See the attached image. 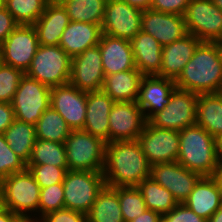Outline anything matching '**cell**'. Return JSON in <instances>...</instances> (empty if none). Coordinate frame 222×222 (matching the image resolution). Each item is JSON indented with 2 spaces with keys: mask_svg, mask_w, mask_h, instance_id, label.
Listing matches in <instances>:
<instances>
[{
  "mask_svg": "<svg viewBox=\"0 0 222 222\" xmlns=\"http://www.w3.org/2000/svg\"><path fill=\"white\" fill-rule=\"evenodd\" d=\"M70 21L101 25L107 0H59Z\"/></svg>",
  "mask_w": 222,
  "mask_h": 222,
  "instance_id": "31",
  "label": "cell"
},
{
  "mask_svg": "<svg viewBox=\"0 0 222 222\" xmlns=\"http://www.w3.org/2000/svg\"><path fill=\"white\" fill-rule=\"evenodd\" d=\"M142 77L138 69L106 75L101 90L114 102H137Z\"/></svg>",
  "mask_w": 222,
  "mask_h": 222,
  "instance_id": "27",
  "label": "cell"
},
{
  "mask_svg": "<svg viewBox=\"0 0 222 222\" xmlns=\"http://www.w3.org/2000/svg\"><path fill=\"white\" fill-rule=\"evenodd\" d=\"M51 88L24 75L12 101L15 119L35 125L50 106Z\"/></svg>",
  "mask_w": 222,
  "mask_h": 222,
  "instance_id": "8",
  "label": "cell"
},
{
  "mask_svg": "<svg viewBox=\"0 0 222 222\" xmlns=\"http://www.w3.org/2000/svg\"><path fill=\"white\" fill-rule=\"evenodd\" d=\"M217 43L222 44V36H221L220 40Z\"/></svg>",
  "mask_w": 222,
  "mask_h": 222,
  "instance_id": "57",
  "label": "cell"
},
{
  "mask_svg": "<svg viewBox=\"0 0 222 222\" xmlns=\"http://www.w3.org/2000/svg\"><path fill=\"white\" fill-rule=\"evenodd\" d=\"M212 2L222 11V0H212Z\"/></svg>",
  "mask_w": 222,
  "mask_h": 222,
  "instance_id": "54",
  "label": "cell"
},
{
  "mask_svg": "<svg viewBox=\"0 0 222 222\" xmlns=\"http://www.w3.org/2000/svg\"><path fill=\"white\" fill-rule=\"evenodd\" d=\"M207 222H222V206L207 220Z\"/></svg>",
  "mask_w": 222,
  "mask_h": 222,
  "instance_id": "52",
  "label": "cell"
},
{
  "mask_svg": "<svg viewBox=\"0 0 222 222\" xmlns=\"http://www.w3.org/2000/svg\"><path fill=\"white\" fill-rule=\"evenodd\" d=\"M196 124L216 138L222 134V94H199Z\"/></svg>",
  "mask_w": 222,
  "mask_h": 222,
  "instance_id": "28",
  "label": "cell"
},
{
  "mask_svg": "<svg viewBox=\"0 0 222 222\" xmlns=\"http://www.w3.org/2000/svg\"><path fill=\"white\" fill-rule=\"evenodd\" d=\"M6 199H5V192L3 189L2 184L0 183V214L7 211Z\"/></svg>",
  "mask_w": 222,
  "mask_h": 222,
  "instance_id": "50",
  "label": "cell"
},
{
  "mask_svg": "<svg viewBox=\"0 0 222 222\" xmlns=\"http://www.w3.org/2000/svg\"><path fill=\"white\" fill-rule=\"evenodd\" d=\"M184 20L187 32L202 42H218L222 36V11L212 0H191Z\"/></svg>",
  "mask_w": 222,
  "mask_h": 222,
  "instance_id": "10",
  "label": "cell"
},
{
  "mask_svg": "<svg viewBox=\"0 0 222 222\" xmlns=\"http://www.w3.org/2000/svg\"><path fill=\"white\" fill-rule=\"evenodd\" d=\"M19 24L11 13L3 6L0 8V45Z\"/></svg>",
  "mask_w": 222,
  "mask_h": 222,
  "instance_id": "44",
  "label": "cell"
},
{
  "mask_svg": "<svg viewBox=\"0 0 222 222\" xmlns=\"http://www.w3.org/2000/svg\"><path fill=\"white\" fill-rule=\"evenodd\" d=\"M114 101L102 90L86 92L83 130L109 143V114Z\"/></svg>",
  "mask_w": 222,
  "mask_h": 222,
  "instance_id": "22",
  "label": "cell"
},
{
  "mask_svg": "<svg viewBox=\"0 0 222 222\" xmlns=\"http://www.w3.org/2000/svg\"><path fill=\"white\" fill-rule=\"evenodd\" d=\"M130 222H162V215L156 211L146 209L144 213Z\"/></svg>",
  "mask_w": 222,
  "mask_h": 222,
  "instance_id": "46",
  "label": "cell"
},
{
  "mask_svg": "<svg viewBox=\"0 0 222 222\" xmlns=\"http://www.w3.org/2000/svg\"><path fill=\"white\" fill-rule=\"evenodd\" d=\"M176 88L197 94L222 90V54L217 42H201L182 73Z\"/></svg>",
  "mask_w": 222,
  "mask_h": 222,
  "instance_id": "2",
  "label": "cell"
},
{
  "mask_svg": "<svg viewBox=\"0 0 222 222\" xmlns=\"http://www.w3.org/2000/svg\"><path fill=\"white\" fill-rule=\"evenodd\" d=\"M63 183L53 184L40 189L39 213L45 216L50 212L64 209Z\"/></svg>",
  "mask_w": 222,
  "mask_h": 222,
  "instance_id": "40",
  "label": "cell"
},
{
  "mask_svg": "<svg viewBox=\"0 0 222 222\" xmlns=\"http://www.w3.org/2000/svg\"><path fill=\"white\" fill-rule=\"evenodd\" d=\"M126 3H128L130 6L136 7L140 10H147L151 9V5L153 3V0H122Z\"/></svg>",
  "mask_w": 222,
  "mask_h": 222,
  "instance_id": "47",
  "label": "cell"
},
{
  "mask_svg": "<svg viewBox=\"0 0 222 222\" xmlns=\"http://www.w3.org/2000/svg\"><path fill=\"white\" fill-rule=\"evenodd\" d=\"M175 88L174 80L157 75L142 77L137 105L142 109L146 121L169 104Z\"/></svg>",
  "mask_w": 222,
  "mask_h": 222,
  "instance_id": "19",
  "label": "cell"
},
{
  "mask_svg": "<svg viewBox=\"0 0 222 222\" xmlns=\"http://www.w3.org/2000/svg\"><path fill=\"white\" fill-rule=\"evenodd\" d=\"M38 218L37 217L33 218V217H31V215L30 216L26 215V216H24V222H47V220L45 219L44 216L39 215Z\"/></svg>",
  "mask_w": 222,
  "mask_h": 222,
  "instance_id": "53",
  "label": "cell"
},
{
  "mask_svg": "<svg viewBox=\"0 0 222 222\" xmlns=\"http://www.w3.org/2000/svg\"><path fill=\"white\" fill-rule=\"evenodd\" d=\"M184 204L208 220L222 206V192L212 176H202Z\"/></svg>",
  "mask_w": 222,
  "mask_h": 222,
  "instance_id": "26",
  "label": "cell"
},
{
  "mask_svg": "<svg viewBox=\"0 0 222 222\" xmlns=\"http://www.w3.org/2000/svg\"><path fill=\"white\" fill-rule=\"evenodd\" d=\"M142 10L122 0H107L102 34L131 41L141 31Z\"/></svg>",
  "mask_w": 222,
  "mask_h": 222,
  "instance_id": "13",
  "label": "cell"
},
{
  "mask_svg": "<svg viewBox=\"0 0 222 222\" xmlns=\"http://www.w3.org/2000/svg\"><path fill=\"white\" fill-rule=\"evenodd\" d=\"M216 141V152L219 161H222V134L215 138Z\"/></svg>",
  "mask_w": 222,
  "mask_h": 222,
  "instance_id": "51",
  "label": "cell"
},
{
  "mask_svg": "<svg viewBox=\"0 0 222 222\" xmlns=\"http://www.w3.org/2000/svg\"><path fill=\"white\" fill-rule=\"evenodd\" d=\"M71 59L59 45H40L25 75L50 88L68 84Z\"/></svg>",
  "mask_w": 222,
  "mask_h": 222,
  "instance_id": "5",
  "label": "cell"
},
{
  "mask_svg": "<svg viewBox=\"0 0 222 222\" xmlns=\"http://www.w3.org/2000/svg\"><path fill=\"white\" fill-rule=\"evenodd\" d=\"M118 199L124 222H130L147 209L137 186L117 187Z\"/></svg>",
  "mask_w": 222,
  "mask_h": 222,
  "instance_id": "36",
  "label": "cell"
},
{
  "mask_svg": "<svg viewBox=\"0 0 222 222\" xmlns=\"http://www.w3.org/2000/svg\"><path fill=\"white\" fill-rule=\"evenodd\" d=\"M137 187L143 195L147 209L161 215L170 212L178 204L172 193L151 177L144 179Z\"/></svg>",
  "mask_w": 222,
  "mask_h": 222,
  "instance_id": "33",
  "label": "cell"
},
{
  "mask_svg": "<svg viewBox=\"0 0 222 222\" xmlns=\"http://www.w3.org/2000/svg\"><path fill=\"white\" fill-rule=\"evenodd\" d=\"M27 169L40 188L62 183L68 171V167H56L49 164H27Z\"/></svg>",
  "mask_w": 222,
  "mask_h": 222,
  "instance_id": "38",
  "label": "cell"
},
{
  "mask_svg": "<svg viewBox=\"0 0 222 222\" xmlns=\"http://www.w3.org/2000/svg\"><path fill=\"white\" fill-rule=\"evenodd\" d=\"M68 170L102 172L106 143L84 130H71L65 142Z\"/></svg>",
  "mask_w": 222,
  "mask_h": 222,
  "instance_id": "4",
  "label": "cell"
},
{
  "mask_svg": "<svg viewBox=\"0 0 222 222\" xmlns=\"http://www.w3.org/2000/svg\"><path fill=\"white\" fill-rule=\"evenodd\" d=\"M145 123L137 102H114L109 114V142L137 140Z\"/></svg>",
  "mask_w": 222,
  "mask_h": 222,
  "instance_id": "14",
  "label": "cell"
},
{
  "mask_svg": "<svg viewBox=\"0 0 222 222\" xmlns=\"http://www.w3.org/2000/svg\"><path fill=\"white\" fill-rule=\"evenodd\" d=\"M27 164H49L56 167H68L64 143L36 139Z\"/></svg>",
  "mask_w": 222,
  "mask_h": 222,
  "instance_id": "34",
  "label": "cell"
},
{
  "mask_svg": "<svg viewBox=\"0 0 222 222\" xmlns=\"http://www.w3.org/2000/svg\"><path fill=\"white\" fill-rule=\"evenodd\" d=\"M220 50H221V54H222V44H219Z\"/></svg>",
  "mask_w": 222,
  "mask_h": 222,
  "instance_id": "58",
  "label": "cell"
},
{
  "mask_svg": "<svg viewBox=\"0 0 222 222\" xmlns=\"http://www.w3.org/2000/svg\"><path fill=\"white\" fill-rule=\"evenodd\" d=\"M3 135L10 148L27 164L37 139L35 125L15 119Z\"/></svg>",
  "mask_w": 222,
  "mask_h": 222,
  "instance_id": "30",
  "label": "cell"
},
{
  "mask_svg": "<svg viewBox=\"0 0 222 222\" xmlns=\"http://www.w3.org/2000/svg\"><path fill=\"white\" fill-rule=\"evenodd\" d=\"M3 7V0H0V8Z\"/></svg>",
  "mask_w": 222,
  "mask_h": 222,
  "instance_id": "56",
  "label": "cell"
},
{
  "mask_svg": "<svg viewBox=\"0 0 222 222\" xmlns=\"http://www.w3.org/2000/svg\"><path fill=\"white\" fill-rule=\"evenodd\" d=\"M179 138L177 162L201 176H213L219 163L215 138L197 124L179 131Z\"/></svg>",
  "mask_w": 222,
  "mask_h": 222,
  "instance_id": "3",
  "label": "cell"
},
{
  "mask_svg": "<svg viewBox=\"0 0 222 222\" xmlns=\"http://www.w3.org/2000/svg\"><path fill=\"white\" fill-rule=\"evenodd\" d=\"M137 141L151 166L178 159L180 138L177 130L157 128L146 121Z\"/></svg>",
  "mask_w": 222,
  "mask_h": 222,
  "instance_id": "11",
  "label": "cell"
},
{
  "mask_svg": "<svg viewBox=\"0 0 222 222\" xmlns=\"http://www.w3.org/2000/svg\"><path fill=\"white\" fill-rule=\"evenodd\" d=\"M0 183L5 192L7 209L19 216H30V212H39L41 188L28 169L13 173L3 178Z\"/></svg>",
  "mask_w": 222,
  "mask_h": 222,
  "instance_id": "7",
  "label": "cell"
},
{
  "mask_svg": "<svg viewBox=\"0 0 222 222\" xmlns=\"http://www.w3.org/2000/svg\"><path fill=\"white\" fill-rule=\"evenodd\" d=\"M162 222H207L184 203L177 204L170 212L162 215Z\"/></svg>",
  "mask_w": 222,
  "mask_h": 222,
  "instance_id": "41",
  "label": "cell"
},
{
  "mask_svg": "<svg viewBox=\"0 0 222 222\" xmlns=\"http://www.w3.org/2000/svg\"><path fill=\"white\" fill-rule=\"evenodd\" d=\"M98 46L105 76L137 69L129 40L101 34Z\"/></svg>",
  "mask_w": 222,
  "mask_h": 222,
  "instance_id": "21",
  "label": "cell"
},
{
  "mask_svg": "<svg viewBox=\"0 0 222 222\" xmlns=\"http://www.w3.org/2000/svg\"><path fill=\"white\" fill-rule=\"evenodd\" d=\"M191 0H153L151 9L168 14L184 16Z\"/></svg>",
  "mask_w": 222,
  "mask_h": 222,
  "instance_id": "42",
  "label": "cell"
},
{
  "mask_svg": "<svg viewBox=\"0 0 222 222\" xmlns=\"http://www.w3.org/2000/svg\"><path fill=\"white\" fill-rule=\"evenodd\" d=\"M212 177L215 179L218 184L219 190L222 192V161H219Z\"/></svg>",
  "mask_w": 222,
  "mask_h": 222,
  "instance_id": "49",
  "label": "cell"
},
{
  "mask_svg": "<svg viewBox=\"0 0 222 222\" xmlns=\"http://www.w3.org/2000/svg\"><path fill=\"white\" fill-rule=\"evenodd\" d=\"M17 222H24V216H20V219Z\"/></svg>",
  "mask_w": 222,
  "mask_h": 222,
  "instance_id": "55",
  "label": "cell"
},
{
  "mask_svg": "<svg viewBox=\"0 0 222 222\" xmlns=\"http://www.w3.org/2000/svg\"><path fill=\"white\" fill-rule=\"evenodd\" d=\"M48 0H3V6L19 25H33L43 14Z\"/></svg>",
  "mask_w": 222,
  "mask_h": 222,
  "instance_id": "35",
  "label": "cell"
},
{
  "mask_svg": "<svg viewBox=\"0 0 222 222\" xmlns=\"http://www.w3.org/2000/svg\"><path fill=\"white\" fill-rule=\"evenodd\" d=\"M37 139L64 143L71 129L63 117L49 106L35 124Z\"/></svg>",
  "mask_w": 222,
  "mask_h": 222,
  "instance_id": "32",
  "label": "cell"
},
{
  "mask_svg": "<svg viewBox=\"0 0 222 222\" xmlns=\"http://www.w3.org/2000/svg\"><path fill=\"white\" fill-rule=\"evenodd\" d=\"M87 222H124L117 187H103L87 214Z\"/></svg>",
  "mask_w": 222,
  "mask_h": 222,
  "instance_id": "29",
  "label": "cell"
},
{
  "mask_svg": "<svg viewBox=\"0 0 222 222\" xmlns=\"http://www.w3.org/2000/svg\"><path fill=\"white\" fill-rule=\"evenodd\" d=\"M103 176L106 186H138L150 177L151 165L137 140L106 143Z\"/></svg>",
  "mask_w": 222,
  "mask_h": 222,
  "instance_id": "1",
  "label": "cell"
},
{
  "mask_svg": "<svg viewBox=\"0 0 222 222\" xmlns=\"http://www.w3.org/2000/svg\"><path fill=\"white\" fill-rule=\"evenodd\" d=\"M101 25L70 21L65 28L59 46L71 57L99 44Z\"/></svg>",
  "mask_w": 222,
  "mask_h": 222,
  "instance_id": "25",
  "label": "cell"
},
{
  "mask_svg": "<svg viewBox=\"0 0 222 222\" xmlns=\"http://www.w3.org/2000/svg\"><path fill=\"white\" fill-rule=\"evenodd\" d=\"M69 22L66 9L59 1L48 2L43 14L33 24L39 44L43 46L59 45L61 36Z\"/></svg>",
  "mask_w": 222,
  "mask_h": 222,
  "instance_id": "23",
  "label": "cell"
},
{
  "mask_svg": "<svg viewBox=\"0 0 222 222\" xmlns=\"http://www.w3.org/2000/svg\"><path fill=\"white\" fill-rule=\"evenodd\" d=\"M47 222H87V215L71 209H60L44 216Z\"/></svg>",
  "mask_w": 222,
  "mask_h": 222,
  "instance_id": "43",
  "label": "cell"
},
{
  "mask_svg": "<svg viewBox=\"0 0 222 222\" xmlns=\"http://www.w3.org/2000/svg\"><path fill=\"white\" fill-rule=\"evenodd\" d=\"M27 169V164L10 148L3 134H0V181Z\"/></svg>",
  "mask_w": 222,
  "mask_h": 222,
  "instance_id": "39",
  "label": "cell"
},
{
  "mask_svg": "<svg viewBox=\"0 0 222 222\" xmlns=\"http://www.w3.org/2000/svg\"><path fill=\"white\" fill-rule=\"evenodd\" d=\"M25 73L18 68L0 64V102L12 103L21 78Z\"/></svg>",
  "mask_w": 222,
  "mask_h": 222,
  "instance_id": "37",
  "label": "cell"
},
{
  "mask_svg": "<svg viewBox=\"0 0 222 222\" xmlns=\"http://www.w3.org/2000/svg\"><path fill=\"white\" fill-rule=\"evenodd\" d=\"M40 44L33 25H18L0 45L2 63L21 69L30 67Z\"/></svg>",
  "mask_w": 222,
  "mask_h": 222,
  "instance_id": "12",
  "label": "cell"
},
{
  "mask_svg": "<svg viewBox=\"0 0 222 222\" xmlns=\"http://www.w3.org/2000/svg\"><path fill=\"white\" fill-rule=\"evenodd\" d=\"M50 106L63 117L71 130H83L86 119L85 91L70 83L52 87Z\"/></svg>",
  "mask_w": 222,
  "mask_h": 222,
  "instance_id": "17",
  "label": "cell"
},
{
  "mask_svg": "<svg viewBox=\"0 0 222 222\" xmlns=\"http://www.w3.org/2000/svg\"><path fill=\"white\" fill-rule=\"evenodd\" d=\"M135 67L143 76L158 75L163 46L150 34L140 31L130 41Z\"/></svg>",
  "mask_w": 222,
  "mask_h": 222,
  "instance_id": "24",
  "label": "cell"
},
{
  "mask_svg": "<svg viewBox=\"0 0 222 222\" xmlns=\"http://www.w3.org/2000/svg\"><path fill=\"white\" fill-rule=\"evenodd\" d=\"M20 219V216L7 210L4 213L0 214V222H17Z\"/></svg>",
  "mask_w": 222,
  "mask_h": 222,
  "instance_id": "48",
  "label": "cell"
},
{
  "mask_svg": "<svg viewBox=\"0 0 222 222\" xmlns=\"http://www.w3.org/2000/svg\"><path fill=\"white\" fill-rule=\"evenodd\" d=\"M198 96L197 93L175 88L169 104L148 122L157 128L177 131L195 125Z\"/></svg>",
  "mask_w": 222,
  "mask_h": 222,
  "instance_id": "9",
  "label": "cell"
},
{
  "mask_svg": "<svg viewBox=\"0 0 222 222\" xmlns=\"http://www.w3.org/2000/svg\"><path fill=\"white\" fill-rule=\"evenodd\" d=\"M62 183L64 207L86 215L106 185L102 172L78 170H68Z\"/></svg>",
  "mask_w": 222,
  "mask_h": 222,
  "instance_id": "6",
  "label": "cell"
},
{
  "mask_svg": "<svg viewBox=\"0 0 222 222\" xmlns=\"http://www.w3.org/2000/svg\"><path fill=\"white\" fill-rule=\"evenodd\" d=\"M15 114L11 103L0 102V134L13 123Z\"/></svg>",
  "mask_w": 222,
  "mask_h": 222,
  "instance_id": "45",
  "label": "cell"
},
{
  "mask_svg": "<svg viewBox=\"0 0 222 222\" xmlns=\"http://www.w3.org/2000/svg\"><path fill=\"white\" fill-rule=\"evenodd\" d=\"M141 31L166 46L188 34L184 16L147 9L142 11Z\"/></svg>",
  "mask_w": 222,
  "mask_h": 222,
  "instance_id": "18",
  "label": "cell"
},
{
  "mask_svg": "<svg viewBox=\"0 0 222 222\" xmlns=\"http://www.w3.org/2000/svg\"><path fill=\"white\" fill-rule=\"evenodd\" d=\"M150 177L169 190L177 203L181 204L188 199L195 184L202 176L174 161L151 166Z\"/></svg>",
  "mask_w": 222,
  "mask_h": 222,
  "instance_id": "15",
  "label": "cell"
},
{
  "mask_svg": "<svg viewBox=\"0 0 222 222\" xmlns=\"http://www.w3.org/2000/svg\"><path fill=\"white\" fill-rule=\"evenodd\" d=\"M104 71L99 46L86 49L71 59L69 83L81 91H100L104 83Z\"/></svg>",
  "mask_w": 222,
  "mask_h": 222,
  "instance_id": "16",
  "label": "cell"
},
{
  "mask_svg": "<svg viewBox=\"0 0 222 222\" xmlns=\"http://www.w3.org/2000/svg\"><path fill=\"white\" fill-rule=\"evenodd\" d=\"M201 42L188 33L183 38L163 46L162 66L157 76L176 81Z\"/></svg>",
  "mask_w": 222,
  "mask_h": 222,
  "instance_id": "20",
  "label": "cell"
}]
</instances>
